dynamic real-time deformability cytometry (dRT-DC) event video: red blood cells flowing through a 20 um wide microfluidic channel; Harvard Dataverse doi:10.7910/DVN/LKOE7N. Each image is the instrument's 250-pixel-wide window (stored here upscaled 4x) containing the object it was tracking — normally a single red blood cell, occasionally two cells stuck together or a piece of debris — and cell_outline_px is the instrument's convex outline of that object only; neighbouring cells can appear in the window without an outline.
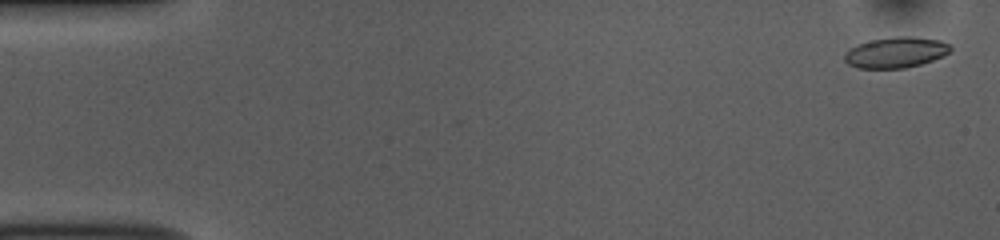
{"species": "common noctule bat (a hibernating species)", "species_latin": "Nyctalus noctula", "temperature_condition": "room temperature", "stored_images_in_passage": 53, "camera_frame_rate_fps": 3000, "um_per_image_px": 0.085, "animal": {"sex": "female", "body_mass_g": 10.0, "forearm_length_mm": 53.1}, "frame": {"image": 1, "passage_image": 2, "time_ms": 0.333, "image_size_px": [1000, 240], "cell_outline_px": [[952, 48], [944, 56], [920, 64], [904, 68], [856, 68], [848, 64], [844, 60], [844, 52], [856, 44], [872, 40], [896, 36], [912, 36], [940, 40], [948, 44]], "centroid_in_image_um": [76.11, 4.45], "position_along_channel_um": 8.9, "area_um2": 19.02}}
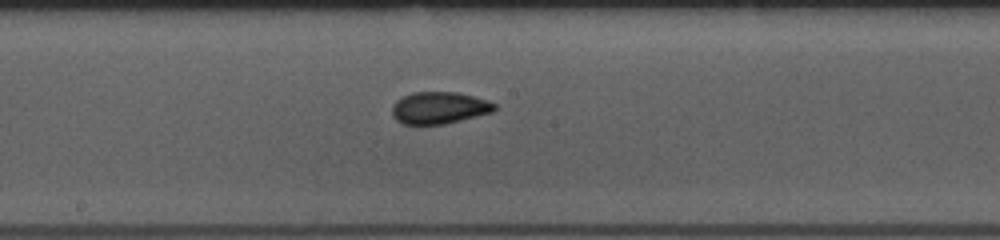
{"frame": {"image": 2, "passage_image": 28, "time_ms": 9.0, "image_size_px": [1000, 240], "cell_outline_px": [[496, 108], [492, 112], [444, 124], [404, 124], [396, 120], [392, 116], [392, 104], [396, 100], [412, 92], [456, 92], [472, 96], [496, 104]], "centroid_in_image_um": [37.28, 9.16], "position_along_channel_um": 210.9, "area_um2": 18.9}}
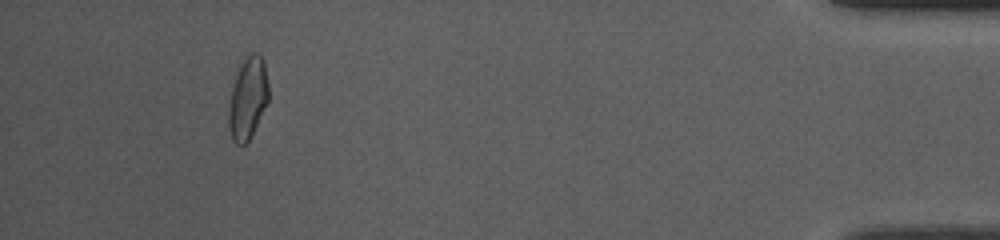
{"frame": {"image": 3, "passage_image": 49, "time_ms": 16.0, "image_size_px": [1000, 240], "cell_outline_px": [[268, 100], [248, 140], [244, 144], [236, 144], [232, 140], [228, 128], [228, 108], [232, 88], [240, 64], [244, 56], [248, 52], [260, 52], [264, 60], [268, 84]], "centroid_in_image_um": [21.05, 8.28], "position_along_channel_um": 414.2, "area_um2": 19.02}, "authors_computed_cell_mechanics": {"area_um2": 19.074, "velocity_mm_per_s": 3.8212, "shape_relaxation_time_tau1_ms": 4.0461, "shape_relaxation_time_tau2_ms": 0.9568, "deformation_change_tau1": 0.1147, "deformation_change_tau2": 0.053}}